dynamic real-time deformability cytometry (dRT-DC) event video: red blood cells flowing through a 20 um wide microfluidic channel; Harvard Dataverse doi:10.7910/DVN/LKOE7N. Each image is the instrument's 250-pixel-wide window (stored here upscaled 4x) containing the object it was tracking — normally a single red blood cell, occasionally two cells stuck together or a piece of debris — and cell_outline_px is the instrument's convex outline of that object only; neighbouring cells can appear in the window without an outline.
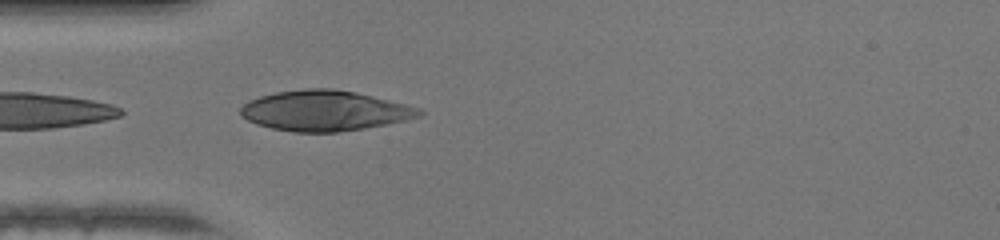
{"species": "human", "species_latin": "Homo sapiens", "temperature_condition": "warm", "stored_images_in_passage": 21, "camera_frame_rate_fps": 3000, "um_per_image_px": 0.085, "donor": {"sex": "female"}, "frame": {"image": 1, "passage_image": 1, "time_ms": 0.0, "image_size_px": [1000, 240], "cell_outline_px": [[424, 112], [420, 116], [404, 120], [364, 128], [336, 132], [292, 132], [272, 128], [256, 124], [240, 116], [240, 108], [244, 104], [260, 96], [276, 92], [308, 88], [332, 88], [356, 92], [420, 108]], "centroid_in_image_um": [27.57, 9.41], "position_along_channel_um": 57.4, "area_um2": 41.67}}